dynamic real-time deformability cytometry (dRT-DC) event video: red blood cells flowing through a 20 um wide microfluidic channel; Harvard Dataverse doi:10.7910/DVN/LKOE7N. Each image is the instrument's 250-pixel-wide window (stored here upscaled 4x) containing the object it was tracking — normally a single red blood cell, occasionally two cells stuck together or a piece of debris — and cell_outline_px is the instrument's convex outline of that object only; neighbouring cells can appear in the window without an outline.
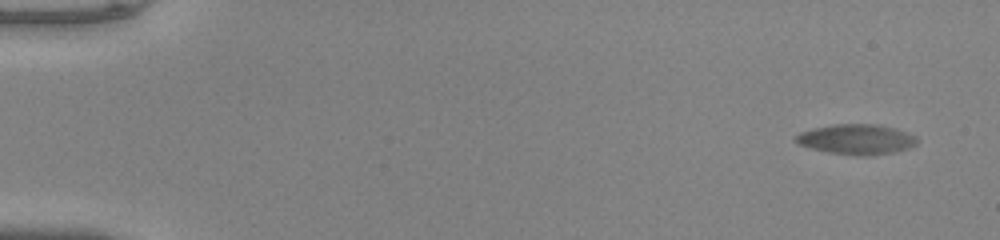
{"species": "common noctule bat (a hibernating species)", "species_latin": "Nyctalus noctula", "temperature_condition": "warm", "stored_images_in_passage": 55, "camera_frame_rate_fps": 3000, "um_per_image_px": 0.085, "animal": {"sex": "male", "body_mass_g": 20.0, "forearm_length_mm": 53.3}, "frame": {"image": 1, "passage_image": 3, "time_ms": 0.667, "image_size_px": [1000, 240], "cell_outline_px": [[916, 144], [908, 148], [892, 152], [864, 156], [860, 156], [828, 152], [812, 148], [800, 144], [792, 140], [800, 132], [812, 128], [836, 124], [876, 124], [892, 128], [916, 136]], "centroid_in_image_um": [72.75, 11.84], "position_along_channel_um": 12.2, "area_um2": 20.98}}
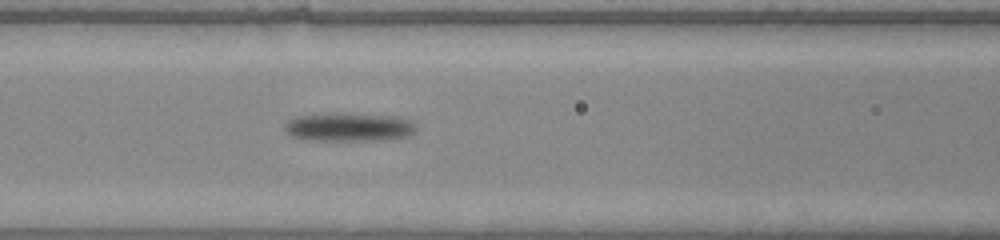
{"frame": {"image": 2, "passage_image": 25, "time_ms": 8.0, "image_size_px": [1000, 240], "cell_outline_px": [[416, 132], [408, 136], [380, 140], [304, 140], [288, 136], [284, 128], [284, 124], [288, 120], [296, 116], [332, 112], [336, 112], [396, 116], [412, 120], [416, 124]], "centroid_in_image_um": [29.63, 10.79], "position_along_channel_um": 137.0, "area_um2": 22.48}}
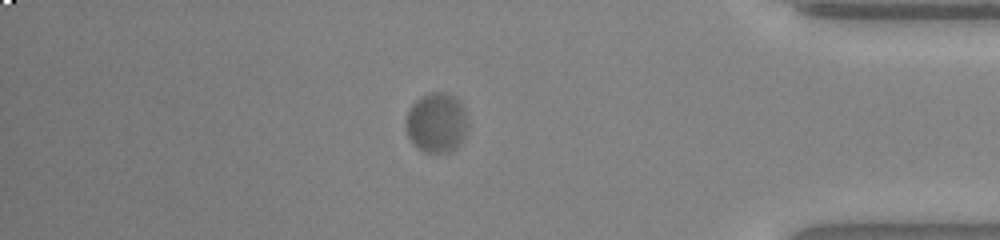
{"frame": {"image": 3, "passage_image": 48, "time_ms": 15.667, "image_size_px": [1000, 240], "cell_outline_px": [[468, 128], [464, 140], [456, 148], [448, 152], [424, 152], [416, 148], [412, 144], [408, 136], [404, 124], [408, 108], [416, 100], [432, 92], [444, 92], [452, 96], [464, 108], [468, 124]], "centroid_in_image_um": [37.09, 10.46], "position_along_channel_um": 398.1, "area_um2": 21.85}, "authors_computed_cell_mechanics": {"area_um2": 20.9814, "velocity_mm_per_s": 3.7967, "shape_relaxation_time_tau1_ms": 1.9438, "shape_relaxation_time_tau2_ms": null, "deformation_change_tau1": 0.1025, "deformation_change_tau2": null}}